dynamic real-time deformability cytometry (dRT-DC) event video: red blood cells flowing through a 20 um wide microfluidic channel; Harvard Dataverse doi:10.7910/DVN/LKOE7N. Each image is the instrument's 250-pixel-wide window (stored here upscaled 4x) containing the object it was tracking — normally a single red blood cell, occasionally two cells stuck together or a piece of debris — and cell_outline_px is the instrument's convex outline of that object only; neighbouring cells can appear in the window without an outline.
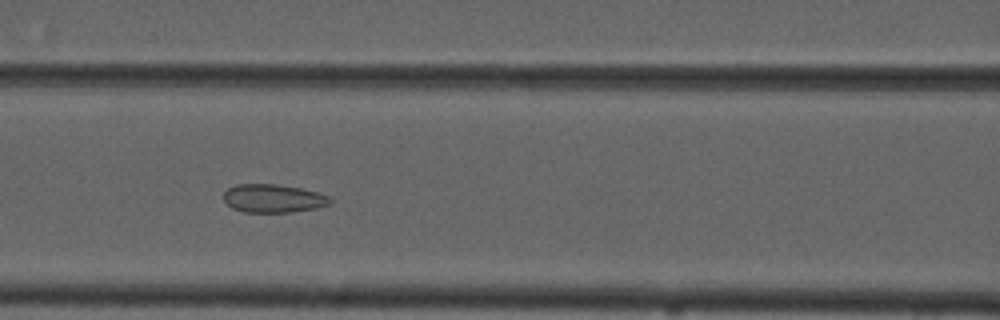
{"species": "common noctule bat (a hibernating species)", "species_latin": "Nyctalus noctula", "temperature_condition": "cold", "stored_images_in_passage": 9, "camera_frame_rate_fps": 3000, "um_per_image_px": 0.085, "animal": {"sex": "male", "forearm_length_mm": 52.5}, "frame": {"image": 1, "passage_image": 6, "time_ms": 5.667, "image_size_px": [1000, 320], "cell_outline_px": [[332, 200], [328, 204], [316, 208], [288, 212], [244, 212], [232, 208], [224, 200], [224, 192], [228, 188], [236, 184], [276, 184], [300, 188], [332, 196]], "centroid_in_image_um": [23.22, 16.86], "position_along_channel_um": 143.4, "area_um2": 17.51}}
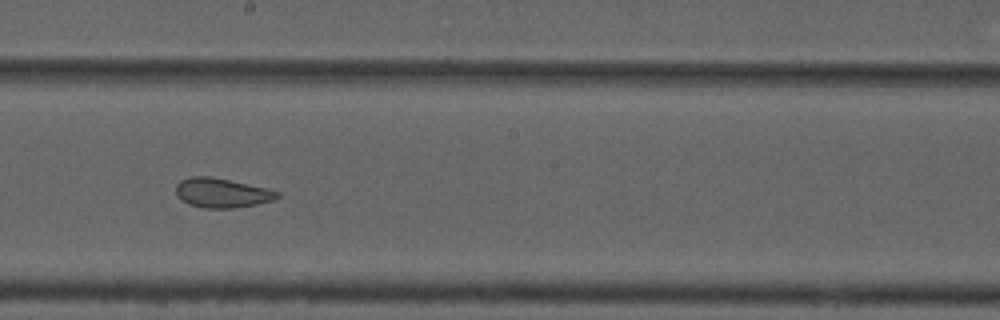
{"frame": {"image": 2, "passage_image": 8, "time_ms": 8.0, "image_size_px": [1000, 320], "cell_outline_px": [[280, 196], [276, 200], [256, 204], [232, 208], [204, 208], [188, 204], [176, 196], [176, 184], [180, 180], [192, 176], [208, 176], [268, 188], [280, 192]], "centroid_in_image_um": [18.86, 16.4], "position_along_channel_um": 229.3, "area_um2": 17.46}}
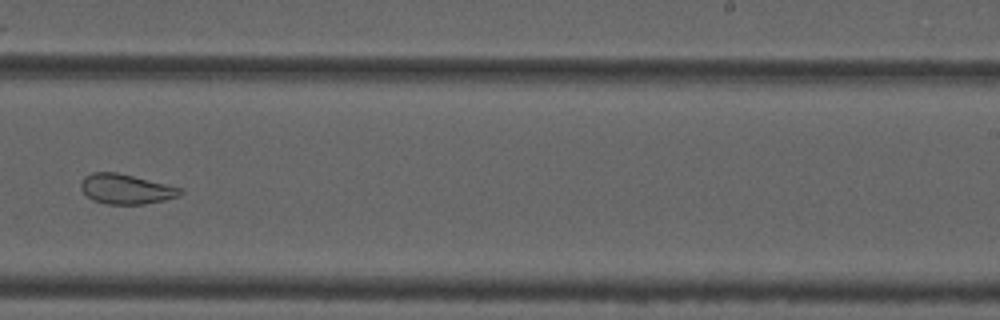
{"frame": {"image": 3, "passage_image": 9, "time_ms": 9.333, "image_size_px": [1000, 320], "cell_outline_px": [[184, 192], [180, 196], [164, 200], [144, 204], [108, 204], [92, 200], [80, 188], [80, 184], [84, 176], [92, 172], [116, 172], [184, 188]], "centroid_in_image_um": [10.73, 16.07], "position_along_channel_um": 278.3, "area_um2": 17.4}}